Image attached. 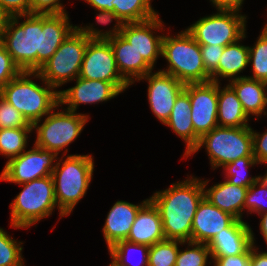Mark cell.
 Wrapping results in <instances>:
<instances>
[{
    "label": "cell",
    "mask_w": 267,
    "mask_h": 266,
    "mask_svg": "<svg viewBox=\"0 0 267 266\" xmlns=\"http://www.w3.org/2000/svg\"><path fill=\"white\" fill-rule=\"evenodd\" d=\"M90 39L75 28L53 56L37 71L56 90L79 77Z\"/></svg>",
    "instance_id": "10"
},
{
    "label": "cell",
    "mask_w": 267,
    "mask_h": 266,
    "mask_svg": "<svg viewBox=\"0 0 267 266\" xmlns=\"http://www.w3.org/2000/svg\"><path fill=\"white\" fill-rule=\"evenodd\" d=\"M165 240L158 209L148 200L137 212L126 241L152 246Z\"/></svg>",
    "instance_id": "22"
},
{
    "label": "cell",
    "mask_w": 267,
    "mask_h": 266,
    "mask_svg": "<svg viewBox=\"0 0 267 266\" xmlns=\"http://www.w3.org/2000/svg\"><path fill=\"white\" fill-rule=\"evenodd\" d=\"M254 232L251 228V242L250 246V263L251 266H267V252L260 251L258 246H256Z\"/></svg>",
    "instance_id": "45"
},
{
    "label": "cell",
    "mask_w": 267,
    "mask_h": 266,
    "mask_svg": "<svg viewBox=\"0 0 267 266\" xmlns=\"http://www.w3.org/2000/svg\"><path fill=\"white\" fill-rule=\"evenodd\" d=\"M187 248L179 249L175 266H207L212 265L211 251L206 243L185 242ZM208 258L210 261L208 262Z\"/></svg>",
    "instance_id": "35"
},
{
    "label": "cell",
    "mask_w": 267,
    "mask_h": 266,
    "mask_svg": "<svg viewBox=\"0 0 267 266\" xmlns=\"http://www.w3.org/2000/svg\"><path fill=\"white\" fill-rule=\"evenodd\" d=\"M213 266H251L250 247L242 254L234 256H212Z\"/></svg>",
    "instance_id": "43"
},
{
    "label": "cell",
    "mask_w": 267,
    "mask_h": 266,
    "mask_svg": "<svg viewBox=\"0 0 267 266\" xmlns=\"http://www.w3.org/2000/svg\"><path fill=\"white\" fill-rule=\"evenodd\" d=\"M11 18L12 16L2 6H0V38L4 34Z\"/></svg>",
    "instance_id": "48"
},
{
    "label": "cell",
    "mask_w": 267,
    "mask_h": 266,
    "mask_svg": "<svg viewBox=\"0 0 267 266\" xmlns=\"http://www.w3.org/2000/svg\"><path fill=\"white\" fill-rule=\"evenodd\" d=\"M258 164L255 157L238 158L222 167L223 174L225 175L224 179L237 186L249 187L259 178L258 175L253 177L251 175L249 176V168Z\"/></svg>",
    "instance_id": "33"
},
{
    "label": "cell",
    "mask_w": 267,
    "mask_h": 266,
    "mask_svg": "<svg viewBox=\"0 0 267 266\" xmlns=\"http://www.w3.org/2000/svg\"><path fill=\"white\" fill-rule=\"evenodd\" d=\"M75 85L59 90V104L76 112L81 104H98L116 98L122 92L111 82L76 78Z\"/></svg>",
    "instance_id": "16"
},
{
    "label": "cell",
    "mask_w": 267,
    "mask_h": 266,
    "mask_svg": "<svg viewBox=\"0 0 267 266\" xmlns=\"http://www.w3.org/2000/svg\"><path fill=\"white\" fill-rule=\"evenodd\" d=\"M265 86H266V98H267V81L265 82Z\"/></svg>",
    "instance_id": "51"
},
{
    "label": "cell",
    "mask_w": 267,
    "mask_h": 266,
    "mask_svg": "<svg viewBox=\"0 0 267 266\" xmlns=\"http://www.w3.org/2000/svg\"><path fill=\"white\" fill-rule=\"evenodd\" d=\"M41 31L42 14L17 15L9 20L0 42L21 71L40 69Z\"/></svg>",
    "instance_id": "5"
},
{
    "label": "cell",
    "mask_w": 267,
    "mask_h": 266,
    "mask_svg": "<svg viewBox=\"0 0 267 266\" xmlns=\"http://www.w3.org/2000/svg\"><path fill=\"white\" fill-rule=\"evenodd\" d=\"M211 256H234L244 253L251 245V226L244 220H234L218 232L207 244Z\"/></svg>",
    "instance_id": "20"
},
{
    "label": "cell",
    "mask_w": 267,
    "mask_h": 266,
    "mask_svg": "<svg viewBox=\"0 0 267 266\" xmlns=\"http://www.w3.org/2000/svg\"><path fill=\"white\" fill-rule=\"evenodd\" d=\"M245 210L249 214L267 212V186L260 178L248 187L244 212Z\"/></svg>",
    "instance_id": "37"
},
{
    "label": "cell",
    "mask_w": 267,
    "mask_h": 266,
    "mask_svg": "<svg viewBox=\"0 0 267 266\" xmlns=\"http://www.w3.org/2000/svg\"><path fill=\"white\" fill-rule=\"evenodd\" d=\"M217 13L198 19L186 30L200 45L227 46L241 39L246 29L247 17L235 9H216Z\"/></svg>",
    "instance_id": "9"
},
{
    "label": "cell",
    "mask_w": 267,
    "mask_h": 266,
    "mask_svg": "<svg viewBox=\"0 0 267 266\" xmlns=\"http://www.w3.org/2000/svg\"><path fill=\"white\" fill-rule=\"evenodd\" d=\"M163 23L158 14L146 21L125 23L121 31V35L133 45L153 69L158 58L162 57L164 34L159 33L165 31Z\"/></svg>",
    "instance_id": "14"
},
{
    "label": "cell",
    "mask_w": 267,
    "mask_h": 266,
    "mask_svg": "<svg viewBox=\"0 0 267 266\" xmlns=\"http://www.w3.org/2000/svg\"><path fill=\"white\" fill-rule=\"evenodd\" d=\"M40 80V84L33 80ZM3 96L30 124L41 120L59 104V91L38 72L22 71L1 90Z\"/></svg>",
    "instance_id": "2"
},
{
    "label": "cell",
    "mask_w": 267,
    "mask_h": 266,
    "mask_svg": "<svg viewBox=\"0 0 267 266\" xmlns=\"http://www.w3.org/2000/svg\"><path fill=\"white\" fill-rule=\"evenodd\" d=\"M205 147L213 170L242 157H254L251 126L216 127L202 135L186 159Z\"/></svg>",
    "instance_id": "7"
},
{
    "label": "cell",
    "mask_w": 267,
    "mask_h": 266,
    "mask_svg": "<svg viewBox=\"0 0 267 266\" xmlns=\"http://www.w3.org/2000/svg\"><path fill=\"white\" fill-rule=\"evenodd\" d=\"M258 216L261 217L260 223H259V230H260L262 237L265 240V243L267 244V212L258 214Z\"/></svg>",
    "instance_id": "49"
},
{
    "label": "cell",
    "mask_w": 267,
    "mask_h": 266,
    "mask_svg": "<svg viewBox=\"0 0 267 266\" xmlns=\"http://www.w3.org/2000/svg\"><path fill=\"white\" fill-rule=\"evenodd\" d=\"M61 156L51 175L60 219L69 216L87 194L95 166L92 154Z\"/></svg>",
    "instance_id": "3"
},
{
    "label": "cell",
    "mask_w": 267,
    "mask_h": 266,
    "mask_svg": "<svg viewBox=\"0 0 267 266\" xmlns=\"http://www.w3.org/2000/svg\"><path fill=\"white\" fill-rule=\"evenodd\" d=\"M92 8L96 10H108L114 12L113 0H84Z\"/></svg>",
    "instance_id": "47"
},
{
    "label": "cell",
    "mask_w": 267,
    "mask_h": 266,
    "mask_svg": "<svg viewBox=\"0 0 267 266\" xmlns=\"http://www.w3.org/2000/svg\"><path fill=\"white\" fill-rule=\"evenodd\" d=\"M249 47V61L251 76H246L258 81H267V23L262 28L259 37L253 46Z\"/></svg>",
    "instance_id": "31"
},
{
    "label": "cell",
    "mask_w": 267,
    "mask_h": 266,
    "mask_svg": "<svg viewBox=\"0 0 267 266\" xmlns=\"http://www.w3.org/2000/svg\"><path fill=\"white\" fill-rule=\"evenodd\" d=\"M152 0H113L114 12L124 23L142 22L158 15Z\"/></svg>",
    "instance_id": "29"
},
{
    "label": "cell",
    "mask_w": 267,
    "mask_h": 266,
    "mask_svg": "<svg viewBox=\"0 0 267 266\" xmlns=\"http://www.w3.org/2000/svg\"><path fill=\"white\" fill-rule=\"evenodd\" d=\"M98 11L96 13V26L97 24L108 25L112 23L113 20L116 23L113 25V28H109L111 30H101L94 28L93 24H89L86 26L77 25L76 28L84 35H86L89 39H109L112 37H116L117 35H121V31L123 30L124 22L117 16V14L113 11L108 10H95Z\"/></svg>",
    "instance_id": "32"
},
{
    "label": "cell",
    "mask_w": 267,
    "mask_h": 266,
    "mask_svg": "<svg viewBox=\"0 0 267 266\" xmlns=\"http://www.w3.org/2000/svg\"><path fill=\"white\" fill-rule=\"evenodd\" d=\"M107 40L113 49L117 69L130 86L154 70L122 35Z\"/></svg>",
    "instance_id": "18"
},
{
    "label": "cell",
    "mask_w": 267,
    "mask_h": 266,
    "mask_svg": "<svg viewBox=\"0 0 267 266\" xmlns=\"http://www.w3.org/2000/svg\"><path fill=\"white\" fill-rule=\"evenodd\" d=\"M234 220L233 216L204 197L198 204L192 221L191 242L208 244L218 232L227 228Z\"/></svg>",
    "instance_id": "17"
},
{
    "label": "cell",
    "mask_w": 267,
    "mask_h": 266,
    "mask_svg": "<svg viewBox=\"0 0 267 266\" xmlns=\"http://www.w3.org/2000/svg\"><path fill=\"white\" fill-rule=\"evenodd\" d=\"M224 48L221 45H200L203 63L209 74L218 67Z\"/></svg>",
    "instance_id": "40"
},
{
    "label": "cell",
    "mask_w": 267,
    "mask_h": 266,
    "mask_svg": "<svg viewBox=\"0 0 267 266\" xmlns=\"http://www.w3.org/2000/svg\"><path fill=\"white\" fill-rule=\"evenodd\" d=\"M23 244L0 227V266H25L22 255Z\"/></svg>",
    "instance_id": "36"
},
{
    "label": "cell",
    "mask_w": 267,
    "mask_h": 266,
    "mask_svg": "<svg viewBox=\"0 0 267 266\" xmlns=\"http://www.w3.org/2000/svg\"><path fill=\"white\" fill-rule=\"evenodd\" d=\"M33 127L26 118L0 95V129Z\"/></svg>",
    "instance_id": "38"
},
{
    "label": "cell",
    "mask_w": 267,
    "mask_h": 266,
    "mask_svg": "<svg viewBox=\"0 0 267 266\" xmlns=\"http://www.w3.org/2000/svg\"><path fill=\"white\" fill-rule=\"evenodd\" d=\"M59 107L62 109V105L58 104L44 117V121L38 120L32 126L33 131L36 132L34 144L37 147L52 151L57 155L63 152L64 156L68 154L67 146L80 136L90 116L66 108L60 111Z\"/></svg>",
    "instance_id": "8"
},
{
    "label": "cell",
    "mask_w": 267,
    "mask_h": 266,
    "mask_svg": "<svg viewBox=\"0 0 267 266\" xmlns=\"http://www.w3.org/2000/svg\"><path fill=\"white\" fill-rule=\"evenodd\" d=\"M228 84L234 89L245 113L250 118L255 116L256 120H259L263 117L262 115H265L267 111L265 82L242 77L231 80Z\"/></svg>",
    "instance_id": "26"
},
{
    "label": "cell",
    "mask_w": 267,
    "mask_h": 266,
    "mask_svg": "<svg viewBox=\"0 0 267 266\" xmlns=\"http://www.w3.org/2000/svg\"><path fill=\"white\" fill-rule=\"evenodd\" d=\"M210 180H202L204 197L213 205L233 216L243 220L244 203L248 187L231 184L226 179L207 188Z\"/></svg>",
    "instance_id": "21"
},
{
    "label": "cell",
    "mask_w": 267,
    "mask_h": 266,
    "mask_svg": "<svg viewBox=\"0 0 267 266\" xmlns=\"http://www.w3.org/2000/svg\"><path fill=\"white\" fill-rule=\"evenodd\" d=\"M18 185L23 189L10 203V227L28 229L58 209L52 176Z\"/></svg>",
    "instance_id": "6"
},
{
    "label": "cell",
    "mask_w": 267,
    "mask_h": 266,
    "mask_svg": "<svg viewBox=\"0 0 267 266\" xmlns=\"http://www.w3.org/2000/svg\"><path fill=\"white\" fill-rule=\"evenodd\" d=\"M218 83L217 121L219 127L250 126V117L245 113L242 103L234 89L229 85ZM222 88V89H221Z\"/></svg>",
    "instance_id": "27"
},
{
    "label": "cell",
    "mask_w": 267,
    "mask_h": 266,
    "mask_svg": "<svg viewBox=\"0 0 267 266\" xmlns=\"http://www.w3.org/2000/svg\"><path fill=\"white\" fill-rule=\"evenodd\" d=\"M187 176L149 197L159 211L165 239L191 241L192 221L204 198V188L201 178Z\"/></svg>",
    "instance_id": "1"
},
{
    "label": "cell",
    "mask_w": 267,
    "mask_h": 266,
    "mask_svg": "<svg viewBox=\"0 0 267 266\" xmlns=\"http://www.w3.org/2000/svg\"><path fill=\"white\" fill-rule=\"evenodd\" d=\"M162 58L167 63L168 73L184 84L205 83L211 81V75L206 71L200 44L185 29L175 36L164 33L162 40Z\"/></svg>",
    "instance_id": "4"
},
{
    "label": "cell",
    "mask_w": 267,
    "mask_h": 266,
    "mask_svg": "<svg viewBox=\"0 0 267 266\" xmlns=\"http://www.w3.org/2000/svg\"><path fill=\"white\" fill-rule=\"evenodd\" d=\"M67 13L61 0H31V14Z\"/></svg>",
    "instance_id": "41"
},
{
    "label": "cell",
    "mask_w": 267,
    "mask_h": 266,
    "mask_svg": "<svg viewBox=\"0 0 267 266\" xmlns=\"http://www.w3.org/2000/svg\"><path fill=\"white\" fill-rule=\"evenodd\" d=\"M210 2L216 9H235L241 11L244 0H210Z\"/></svg>",
    "instance_id": "46"
},
{
    "label": "cell",
    "mask_w": 267,
    "mask_h": 266,
    "mask_svg": "<svg viewBox=\"0 0 267 266\" xmlns=\"http://www.w3.org/2000/svg\"><path fill=\"white\" fill-rule=\"evenodd\" d=\"M58 155L52 151L37 147L25 150L17 157L7 160L0 174V181L24 184L32 180L51 176Z\"/></svg>",
    "instance_id": "11"
},
{
    "label": "cell",
    "mask_w": 267,
    "mask_h": 266,
    "mask_svg": "<svg viewBox=\"0 0 267 266\" xmlns=\"http://www.w3.org/2000/svg\"><path fill=\"white\" fill-rule=\"evenodd\" d=\"M259 178L266 184V186H267V171H266V173L264 174V176H261V175H259Z\"/></svg>",
    "instance_id": "50"
},
{
    "label": "cell",
    "mask_w": 267,
    "mask_h": 266,
    "mask_svg": "<svg viewBox=\"0 0 267 266\" xmlns=\"http://www.w3.org/2000/svg\"><path fill=\"white\" fill-rule=\"evenodd\" d=\"M149 248L150 246L147 245L120 240L113 244L108 252L114 266H148ZM135 254L139 255L136 256ZM134 255L138 257V260L134 258Z\"/></svg>",
    "instance_id": "28"
},
{
    "label": "cell",
    "mask_w": 267,
    "mask_h": 266,
    "mask_svg": "<svg viewBox=\"0 0 267 266\" xmlns=\"http://www.w3.org/2000/svg\"><path fill=\"white\" fill-rule=\"evenodd\" d=\"M79 77L111 82L122 93L130 87L120 75L113 49L106 39H90L88 41Z\"/></svg>",
    "instance_id": "12"
},
{
    "label": "cell",
    "mask_w": 267,
    "mask_h": 266,
    "mask_svg": "<svg viewBox=\"0 0 267 266\" xmlns=\"http://www.w3.org/2000/svg\"><path fill=\"white\" fill-rule=\"evenodd\" d=\"M246 33L238 41L225 46L218 67L210 74L211 81L221 83L223 79L229 82L246 77V75L239 76L249 66V47L241 43L246 38Z\"/></svg>",
    "instance_id": "25"
},
{
    "label": "cell",
    "mask_w": 267,
    "mask_h": 266,
    "mask_svg": "<svg viewBox=\"0 0 267 266\" xmlns=\"http://www.w3.org/2000/svg\"><path fill=\"white\" fill-rule=\"evenodd\" d=\"M184 90L191 102L190 116L195 133L201 137L218 127V83L213 81L189 83L185 84Z\"/></svg>",
    "instance_id": "13"
},
{
    "label": "cell",
    "mask_w": 267,
    "mask_h": 266,
    "mask_svg": "<svg viewBox=\"0 0 267 266\" xmlns=\"http://www.w3.org/2000/svg\"><path fill=\"white\" fill-rule=\"evenodd\" d=\"M21 69L15 64L12 56L0 42V92L3 87L21 73Z\"/></svg>",
    "instance_id": "39"
},
{
    "label": "cell",
    "mask_w": 267,
    "mask_h": 266,
    "mask_svg": "<svg viewBox=\"0 0 267 266\" xmlns=\"http://www.w3.org/2000/svg\"><path fill=\"white\" fill-rule=\"evenodd\" d=\"M149 200L144 199L140 204L119 200L107 213L102 228L103 236L109 249L120 240H126L139 209Z\"/></svg>",
    "instance_id": "19"
},
{
    "label": "cell",
    "mask_w": 267,
    "mask_h": 266,
    "mask_svg": "<svg viewBox=\"0 0 267 266\" xmlns=\"http://www.w3.org/2000/svg\"><path fill=\"white\" fill-rule=\"evenodd\" d=\"M76 28L67 13L42 14L40 68L53 56L59 46Z\"/></svg>",
    "instance_id": "23"
},
{
    "label": "cell",
    "mask_w": 267,
    "mask_h": 266,
    "mask_svg": "<svg viewBox=\"0 0 267 266\" xmlns=\"http://www.w3.org/2000/svg\"><path fill=\"white\" fill-rule=\"evenodd\" d=\"M33 127L0 129V155L8 160L22 154L28 145V136Z\"/></svg>",
    "instance_id": "30"
},
{
    "label": "cell",
    "mask_w": 267,
    "mask_h": 266,
    "mask_svg": "<svg viewBox=\"0 0 267 266\" xmlns=\"http://www.w3.org/2000/svg\"><path fill=\"white\" fill-rule=\"evenodd\" d=\"M185 242L165 239L150 246L148 253V266H175L179 253V245Z\"/></svg>",
    "instance_id": "34"
},
{
    "label": "cell",
    "mask_w": 267,
    "mask_h": 266,
    "mask_svg": "<svg viewBox=\"0 0 267 266\" xmlns=\"http://www.w3.org/2000/svg\"><path fill=\"white\" fill-rule=\"evenodd\" d=\"M0 6L12 17L31 14V0H0Z\"/></svg>",
    "instance_id": "44"
},
{
    "label": "cell",
    "mask_w": 267,
    "mask_h": 266,
    "mask_svg": "<svg viewBox=\"0 0 267 266\" xmlns=\"http://www.w3.org/2000/svg\"><path fill=\"white\" fill-rule=\"evenodd\" d=\"M191 102L188 93L183 89L177 96L175 105L164 125L185 142L184 156L187 157L197 146L200 137L195 133L191 120Z\"/></svg>",
    "instance_id": "24"
},
{
    "label": "cell",
    "mask_w": 267,
    "mask_h": 266,
    "mask_svg": "<svg viewBox=\"0 0 267 266\" xmlns=\"http://www.w3.org/2000/svg\"><path fill=\"white\" fill-rule=\"evenodd\" d=\"M252 131V139H253V155L255 160L260 165L267 164V129L260 134V132H256L253 128Z\"/></svg>",
    "instance_id": "42"
},
{
    "label": "cell",
    "mask_w": 267,
    "mask_h": 266,
    "mask_svg": "<svg viewBox=\"0 0 267 266\" xmlns=\"http://www.w3.org/2000/svg\"><path fill=\"white\" fill-rule=\"evenodd\" d=\"M153 72L147 73L138 81L145 80L148 83L147 100L149 107L155 115L154 117L164 125L185 84L163 71Z\"/></svg>",
    "instance_id": "15"
}]
</instances>
